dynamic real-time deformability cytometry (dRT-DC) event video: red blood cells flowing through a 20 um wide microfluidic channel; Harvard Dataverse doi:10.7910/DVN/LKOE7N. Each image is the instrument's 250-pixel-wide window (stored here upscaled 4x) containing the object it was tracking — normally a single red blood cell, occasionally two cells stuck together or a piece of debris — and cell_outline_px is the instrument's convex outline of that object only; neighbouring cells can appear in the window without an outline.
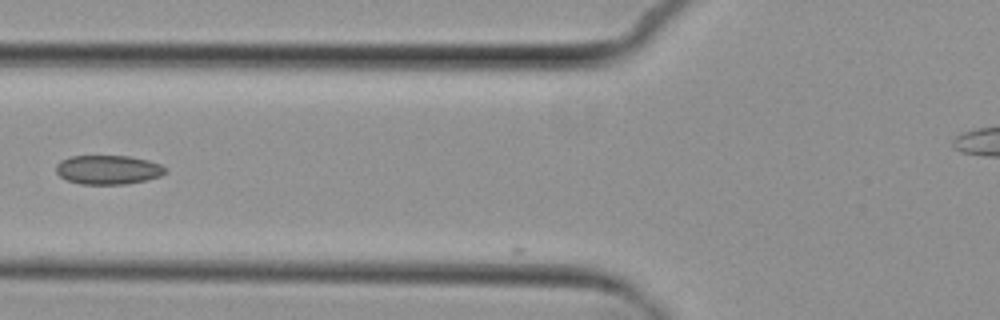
{"species": "common noctule bat (a hibernating species)", "species_latin": "Nyctalus noctula", "temperature_condition": "cold", "stored_images_in_passage": 7, "camera_frame_rate_fps": 3000, "um_per_image_px": 0.085, "animal": {"sex": "female", "body_mass_g": 29.2, "forearm_length_mm": 56.3}, "frame": {"image": 1, "passage_image": 6, "time_ms": 6.0, "image_size_px": [1000, 320], "cell_outline_px": [[168, 172], [160, 176], [144, 180], [124, 184], [80, 184], [68, 180], [60, 176], [56, 172], [56, 164], [60, 160], [72, 156], [128, 156], [148, 160], [160, 164], [168, 168]], "centroid_in_image_um": [9.2, 14.42], "position_along_channel_um": 116.6, "area_um2": 18.55}}